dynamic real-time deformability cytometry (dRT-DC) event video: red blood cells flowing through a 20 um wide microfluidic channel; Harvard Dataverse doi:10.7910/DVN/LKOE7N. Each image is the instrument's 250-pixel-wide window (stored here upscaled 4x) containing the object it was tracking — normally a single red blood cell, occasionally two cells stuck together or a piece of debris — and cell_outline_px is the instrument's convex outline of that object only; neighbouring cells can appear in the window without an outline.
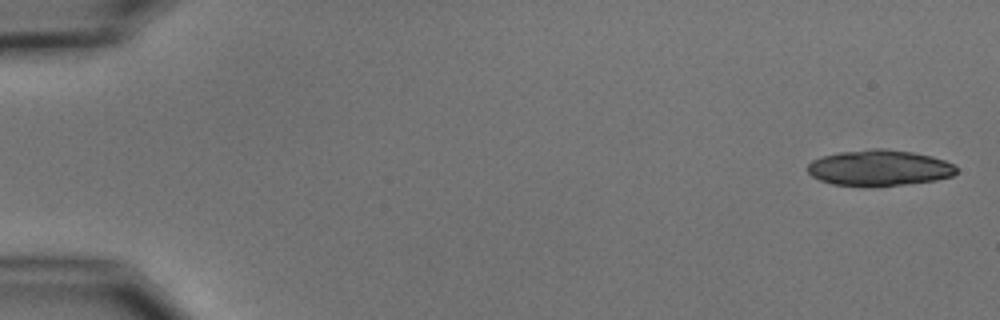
{"species": "common noctule bat (a hibernating species)", "species_latin": "Nyctalus noctula", "temperature_condition": "cold", "stored_images_in_passage": 11, "camera_frame_rate_fps": 3000, "um_per_image_px": 0.085, "animal": {"sex": "male", "body_mass_g": 15.6}, "frame": {"image": 1, "passage_image": 1, "time_ms": 0.0, "image_size_px": [1000, 320], "cell_outline_px": [[956, 172], [952, 176], [936, 180], [872, 188], [864, 188], [832, 184], [820, 180], [812, 176], [808, 172], [808, 164], [812, 160], [824, 156], [840, 152], [876, 148], [880, 148], [912, 152], [932, 156], [944, 160], [952, 164], [956, 168]], "centroid_in_image_um": [74.71, 14.3], "position_along_channel_um": 10.3, "area_um2": 31.39}}
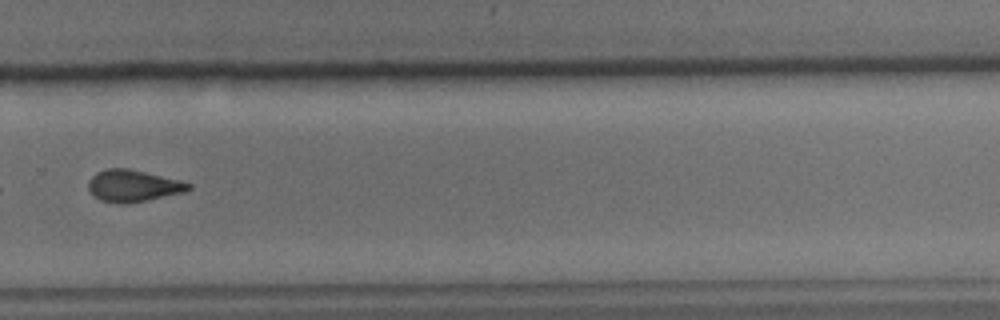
{"frame": {"image": 2, "passage_image": 11, "time_ms": 12.333, "image_size_px": [1000, 320], "cell_outline_px": [[192, 188], [184, 192], [148, 200], [124, 204], [120, 204], [100, 200], [88, 188], [88, 180], [96, 172], [108, 168], [128, 168], [180, 180], [192, 184]], "centroid_in_image_um": [11.32, 15.79], "position_along_channel_um": 318.5, "area_um2": 18.55}}